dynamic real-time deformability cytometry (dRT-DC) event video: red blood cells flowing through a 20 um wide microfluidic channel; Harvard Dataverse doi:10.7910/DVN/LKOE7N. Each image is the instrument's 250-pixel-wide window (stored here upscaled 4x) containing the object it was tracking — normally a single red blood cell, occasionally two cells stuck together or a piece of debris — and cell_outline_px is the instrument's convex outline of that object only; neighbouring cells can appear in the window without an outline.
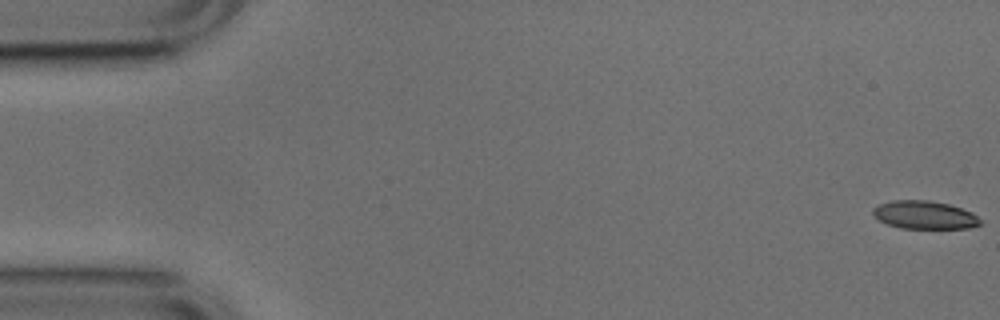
{"species": "common noctule bat (a hibernating species)", "species_latin": "Nyctalus noctula", "temperature_condition": "cold", "stored_images_in_passage": 53, "camera_frame_rate_fps": 3000, "um_per_image_px": 0.085, "animal": {"sex": "male", "body_mass_g": 17.9, "forearm_length_mm": 54.2}, "frame": {"image": 1, "passage_image": 1, "time_ms": 0.0, "image_size_px": [1000, 320], "cell_outline_px": [[980, 224], [968, 228], [900, 228], [888, 224], [880, 220], [872, 212], [872, 208], [880, 204], [892, 200], [928, 200], [948, 204], [972, 212], [980, 220]], "centroid_in_image_um": [78.57, 18.26], "position_along_channel_um": 6.4, "area_um2": 17.34}}
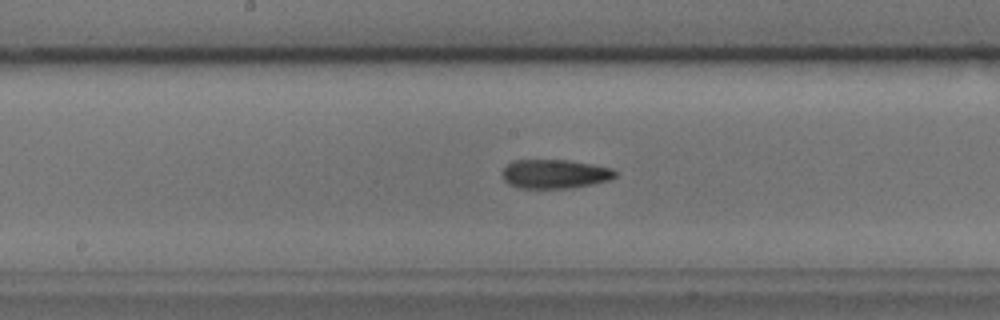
{"frame": {"image": 2, "passage_image": 27, "time_ms": 8.667, "image_size_px": [1000, 320], "cell_outline_px": [[616, 176], [608, 180], [592, 184], [572, 188], [520, 188], [508, 184], [504, 180], [504, 168], [512, 160], [568, 160], [592, 164], [612, 168], [616, 172]], "centroid_in_image_um": [47.17, 14.78], "position_along_channel_um": 201.0, "area_um2": 19.02}}
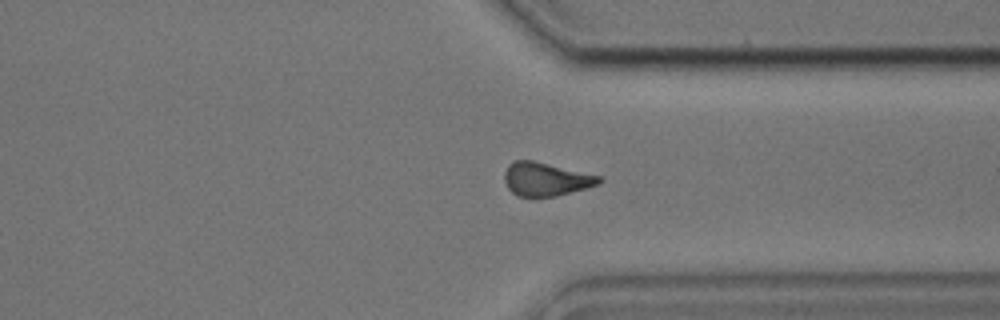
{"frame": {"image": 3, "passage_image": 40, "time_ms": 13.0, "image_size_px": [1000, 320], "cell_outline_px": [[604, 180], [600, 184], [556, 196], [516, 196], [508, 188], [504, 180], [504, 172], [508, 164], [516, 160], [532, 160], [600, 176]], "centroid_in_image_um": [46.38, 15.23], "position_along_channel_um": 365.0, "area_um2": 18.32}, "authors_computed_cell_mechanics": {"area_um2": 18.5538, "velocity_mm_per_s": 3.7961, "shape_relaxation_time_tau1_ms": 4.7343, "shape_relaxation_time_tau2_ms": 4.9416, "deformation_change_tau1": 0.1396, "deformation_change_tau2": 0.1464}}